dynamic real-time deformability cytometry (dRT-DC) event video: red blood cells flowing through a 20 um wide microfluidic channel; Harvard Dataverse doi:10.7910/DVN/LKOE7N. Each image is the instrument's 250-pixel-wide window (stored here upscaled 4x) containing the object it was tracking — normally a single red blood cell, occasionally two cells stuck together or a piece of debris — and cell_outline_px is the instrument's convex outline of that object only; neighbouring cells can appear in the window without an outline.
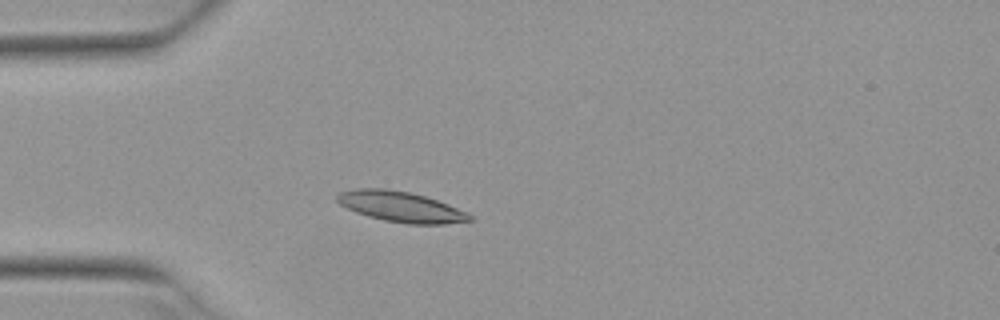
{"species": "Egyptian fruit bat (a non-hibernating species)", "species_latin": "Rousettus aegyptiacus", "temperature_condition": "warm", "stored_images_in_passage": 4, "camera_frame_rate_fps": 3000, "um_per_image_px": 0.085, "animal": {"sex": "female"}, "frame": {"image": 1, "passage_image": 4, "time_ms": 1.0, "image_size_px": [1000, 320], "cell_outline_px": [[472, 220], [444, 224], [408, 224], [384, 220], [368, 216], [356, 212], [340, 204], [336, 200], [336, 196], [340, 192], [356, 188], [384, 188], [408, 192], [424, 196], [448, 204], [468, 212], [472, 216]], "centroid_in_image_um": [34.07, 17.57], "position_along_channel_um": 50.9, "area_um2": 23.41}}